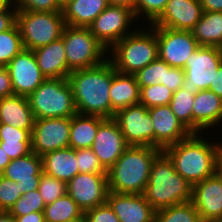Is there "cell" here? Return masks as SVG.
I'll return each instance as SVG.
<instances>
[{"label": "cell", "mask_w": 222, "mask_h": 222, "mask_svg": "<svg viewBox=\"0 0 222 222\" xmlns=\"http://www.w3.org/2000/svg\"><path fill=\"white\" fill-rule=\"evenodd\" d=\"M143 196L158 211L191 201L192 186L175 171L170 158L161 151L153 161Z\"/></svg>", "instance_id": "4"}, {"label": "cell", "mask_w": 222, "mask_h": 222, "mask_svg": "<svg viewBox=\"0 0 222 222\" xmlns=\"http://www.w3.org/2000/svg\"><path fill=\"white\" fill-rule=\"evenodd\" d=\"M202 14L199 0H168L162 14L150 25L191 31L201 19Z\"/></svg>", "instance_id": "17"}, {"label": "cell", "mask_w": 222, "mask_h": 222, "mask_svg": "<svg viewBox=\"0 0 222 222\" xmlns=\"http://www.w3.org/2000/svg\"><path fill=\"white\" fill-rule=\"evenodd\" d=\"M199 213L192 201L156 211L154 222H200Z\"/></svg>", "instance_id": "32"}, {"label": "cell", "mask_w": 222, "mask_h": 222, "mask_svg": "<svg viewBox=\"0 0 222 222\" xmlns=\"http://www.w3.org/2000/svg\"><path fill=\"white\" fill-rule=\"evenodd\" d=\"M31 132L0 123V140H31Z\"/></svg>", "instance_id": "45"}, {"label": "cell", "mask_w": 222, "mask_h": 222, "mask_svg": "<svg viewBox=\"0 0 222 222\" xmlns=\"http://www.w3.org/2000/svg\"><path fill=\"white\" fill-rule=\"evenodd\" d=\"M71 117L35 119L31 132V151L38 156L69 147Z\"/></svg>", "instance_id": "12"}, {"label": "cell", "mask_w": 222, "mask_h": 222, "mask_svg": "<svg viewBox=\"0 0 222 222\" xmlns=\"http://www.w3.org/2000/svg\"><path fill=\"white\" fill-rule=\"evenodd\" d=\"M10 161L9 156H7L6 152L0 147V174L5 170Z\"/></svg>", "instance_id": "53"}, {"label": "cell", "mask_w": 222, "mask_h": 222, "mask_svg": "<svg viewBox=\"0 0 222 222\" xmlns=\"http://www.w3.org/2000/svg\"><path fill=\"white\" fill-rule=\"evenodd\" d=\"M83 215L84 212L67 193L44 208L45 222H67Z\"/></svg>", "instance_id": "30"}, {"label": "cell", "mask_w": 222, "mask_h": 222, "mask_svg": "<svg viewBox=\"0 0 222 222\" xmlns=\"http://www.w3.org/2000/svg\"><path fill=\"white\" fill-rule=\"evenodd\" d=\"M192 203L201 220L222 217V183L214 175L192 186Z\"/></svg>", "instance_id": "21"}, {"label": "cell", "mask_w": 222, "mask_h": 222, "mask_svg": "<svg viewBox=\"0 0 222 222\" xmlns=\"http://www.w3.org/2000/svg\"><path fill=\"white\" fill-rule=\"evenodd\" d=\"M61 38L71 71L95 67L108 58L105 57L108 56V50L91 33L89 27L66 25Z\"/></svg>", "instance_id": "8"}, {"label": "cell", "mask_w": 222, "mask_h": 222, "mask_svg": "<svg viewBox=\"0 0 222 222\" xmlns=\"http://www.w3.org/2000/svg\"><path fill=\"white\" fill-rule=\"evenodd\" d=\"M68 81L73 90L77 113L112 118L109 96L112 62L109 59L95 67L71 71Z\"/></svg>", "instance_id": "2"}, {"label": "cell", "mask_w": 222, "mask_h": 222, "mask_svg": "<svg viewBox=\"0 0 222 222\" xmlns=\"http://www.w3.org/2000/svg\"><path fill=\"white\" fill-rule=\"evenodd\" d=\"M191 32L200 46L222 48V12H203Z\"/></svg>", "instance_id": "29"}, {"label": "cell", "mask_w": 222, "mask_h": 222, "mask_svg": "<svg viewBox=\"0 0 222 222\" xmlns=\"http://www.w3.org/2000/svg\"><path fill=\"white\" fill-rule=\"evenodd\" d=\"M209 89L222 99V63L220 64L218 71L215 72L214 82H211Z\"/></svg>", "instance_id": "49"}, {"label": "cell", "mask_w": 222, "mask_h": 222, "mask_svg": "<svg viewBox=\"0 0 222 222\" xmlns=\"http://www.w3.org/2000/svg\"><path fill=\"white\" fill-rule=\"evenodd\" d=\"M128 147L117 122L113 118H106L99 125L91 149L108 171Z\"/></svg>", "instance_id": "16"}, {"label": "cell", "mask_w": 222, "mask_h": 222, "mask_svg": "<svg viewBox=\"0 0 222 222\" xmlns=\"http://www.w3.org/2000/svg\"><path fill=\"white\" fill-rule=\"evenodd\" d=\"M67 222H86V220H85L84 215H83L81 218L74 219V220L67 221Z\"/></svg>", "instance_id": "58"}, {"label": "cell", "mask_w": 222, "mask_h": 222, "mask_svg": "<svg viewBox=\"0 0 222 222\" xmlns=\"http://www.w3.org/2000/svg\"><path fill=\"white\" fill-rule=\"evenodd\" d=\"M12 4L11 0H0V12L7 10Z\"/></svg>", "instance_id": "55"}, {"label": "cell", "mask_w": 222, "mask_h": 222, "mask_svg": "<svg viewBox=\"0 0 222 222\" xmlns=\"http://www.w3.org/2000/svg\"><path fill=\"white\" fill-rule=\"evenodd\" d=\"M14 95L11 78L6 66L0 67V98Z\"/></svg>", "instance_id": "47"}, {"label": "cell", "mask_w": 222, "mask_h": 222, "mask_svg": "<svg viewBox=\"0 0 222 222\" xmlns=\"http://www.w3.org/2000/svg\"><path fill=\"white\" fill-rule=\"evenodd\" d=\"M185 73L183 68L171 67L165 62V76L163 85L173 93L183 86Z\"/></svg>", "instance_id": "44"}, {"label": "cell", "mask_w": 222, "mask_h": 222, "mask_svg": "<svg viewBox=\"0 0 222 222\" xmlns=\"http://www.w3.org/2000/svg\"><path fill=\"white\" fill-rule=\"evenodd\" d=\"M23 49L24 46L17 24L11 29L0 33L1 66H6Z\"/></svg>", "instance_id": "33"}, {"label": "cell", "mask_w": 222, "mask_h": 222, "mask_svg": "<svg viewBox=\"0 0 222 222\" xmlns=\"http://www.w3.org/2000/svg\"><path fill=\"white\" fill-rule=\"evenodd\" d=\"M109 5L125 6L134 9L136 0H107Z\"/></svg>", "instance_id": "51"}, {"label": "cell", "mask_w": 222, "mask_h": 222, "mask_svg": "<svg viewBox=\"0 0 222 222\" xmlns=\"http://www.w3.org/2000/svg\"><path fill=\"white\" fill-rule=\"evenodd\" d=\"M203 12H222V0H199Z\"/></svg>", "instance_id": "48"}, {"label": "cell", "mask_w": 222, "mask_h": 222, "mask_svg": "<svg viewBox=\"0 0 222 222\" xmlns=\"http://www.w3.org/2000/svg\"><path fill=\"white\" fill-rule=\"evenodd\" d=\"M154 128V147L161 150L187 138L191 132L177 119L169 105L148 109Z\"/></svg>", "instance_id": "18"}, {"label": "cell", "mask_w": 222, "mask_h": 222, "mask_svg": "<svg viewBox=\"0 0 222 222\" xmlns=\"http://www.w3.org/2000/svg\"><path fill=\"white\" fill-rule=\"evenodd\" d=\"M12 3L21 11L62 12L57 0H14Z\"/></svg>", "instance_id": "41"}, {"label": "cell", "mask_w": 222, "mask_h": 222, "mask_svg": "<svg viewBox=\"0 0 222 222\" xmlns=\"http://www.w3.org/2000/svg\"><path fill=\"white\" fill-rule=\"evenodd\" d=\"M16 24L24 49L35 50L62 37L66 26L62 12L17 10Z\"/></svg>", "instance_id": "7"}, {"label": "cell", "mask_w": 222, "mask_h": 222, "mask_svg": "<svg viewBox=\"0 0 222 222\" xmlns=\"http://www.w3.org/2000/svg\"><path fill=\"white\" fill-rule=\"evenodd\" d=\"M35 118L27 97L12 95L0 98V123L32 130Z\"/></svg>", "instance_id": "25"}, {"label": "cell", "mask_w": 222, "mask_h": 222, "mask_svg": "<svg viewBox=\"0 0 222 222\" xmlns=\"http://www.w3.org/2000/svg\"><path fill=\"white\" fill-rule=\"evenodd\" d=\"M16 222H45L44 212H32L15 217Z\"/></svg>", "instance_id": "50"}, {"label": "cell", "mask_w": 222, "mask_h": 222, "mask_svg": "<svg viewBox=\"0 0 222 222\" xmlns=\"http://www.w3.org/2000/svg\"><path fill=\"white\" fill-rule=\"evenodd\" d=\"M214 175L221 181L222 183V151L218 154L216 163H215V171Z\"/></svg>", "instance_id": "52"}, {"label": "cell", "mask_w": 222, "mask_h": 222, "mask_svg": "<svg viewBox=\"0 0 222 222\" xmlns=\"http://www.w3.org/2000/svg\"><path fill=\"white\" fill-rule=\"evenodd\" d=\"M221 63L222 48L200 46L187 58L182 88L194 94L209 89Z\"/></svg>", "instance_id": "10"}, {"label": "cell", "mask_w": 222, "mask_h": 222, "mask_svg": "<svg viewBox=\"0 0 222 222\" xmlns=\"http://www.w3.org/2000/svg\"><path fill=\"white\" fill-rule=\"evenodd\" d=\"M135 20L133 9L125 6L108 5L92 22L89 29L109 51L118 41L134 32L130 26L135 25Z\"/></svg>", "instance_id": "9"}, {"label": "cell", "mask_w": 222, "mask_h": 222, "mask_svg": "<svg viewBox=\"0 0 222 222\" xmlns=\"http://www.w3.org/2000/svg\"><path fill=\"white\" fill-rule=\"evenodd\" d=\"M173 92L165 85L156 83L148 87H140V102L147 109L170 104Z\"/></svg>", "instance_id": "34"}, {"label": "cell", "mask_w": 222, "mask_h": 222, "mask_svg": "<svg viewBox=\"0 0 222 222\" xmlns=\"http://www.w3.org/2000/svg\"><path fill=\"white\" fill-rule=\"evenodd\" d=\"M106 118L96 115L76 113L71 117L69 147L73 149L91 148L97 135L99 125Z\"/></svg>", "instance_id": "27"}, {"label": "cell", "mask_w": 222, "mask_h": 222, "mask_svg": "<svg viewBox=\"0 0 222 222\" xmlns=\"http://www.w3.org/2000/svg\"><path fill=\"white\" fill-rule=\"evenodd\" d=\"M33 53L36 57L38 67L46 79H68L71 70L68 68L62 38L33 50Z\"/></svg>", "instance_id": "23"}, {"label": "cell", "mask_w": 222, "mask_h": 222, "mask_svg": "<svg viewBox=\"0 0 222 222\" xmlns=\"http://www.w3.org/2000/svg\"><path fill=\"white\" fill-rule=\"evenodd\" d=\"M194 93H190L184 88H180L173 93L169 106L177 119L193 133V103Z\"/></svg>", "instance_id": "31"}, {"label": "cell", "mask_w": 222, "mask_h": 222, "mask_svg": "<svg viewBox=\"0 0 222 222\" xmlns=\"http://www.w3.org/2000/svg\"><path fill=\"white\" fill-rule=\"evenodd\" d=\"M20 197L17 183L0 174V211L9 212Z\"/></svg>", "instance_id": "40"}, {"label": "cell", "mask_w": 222, "mask_h": 222, "mask_svg": "<svg viewBox=\"0 0 222 222\" xmlns=\"http://www.w3.org/2000/svg\"><path fill=\"white\" fill-rule=\"evenodd\" d=\"M38 191L45 205H48L67 193V183L42 173L40 176Z\"/></svg>", "instance_id": "35"}, {"label": "cell", "mask_w": 222, "mask_h": 222, "mask_svg": "<svg viewBox=\"0 0 222 222\" xmlns=\"http://www.w3.org/2000/svg\"><path fill=\"white\" fill-rule=\"evenodd\" d=\"M84 218L86 222H120L108 203L86 211Z\"/></svg>", "instance_id": "43"}, {"label": "cell", "mask_w": 222, "mask_h": 222, "mask_svg": "<svg viewBox=\"0 0 222 222\" xmlns=\"http://www.w3.org/2000/svg\"><path fill=\"white\" fill-rule=\"evenodd\" d=\"M0 147L11 160L26 156L31 151V140H0Z\"/></svg>", "instance_id": "42"}, {"label": "cell", "mask_w": 222, "mask_h": 222, "mask_svg": "<svg viewBox=\"0 0 222 222\" xmlns=\"http://www.w3.org/2000/svg\"><path fill=\"white\" fill-rule=\"evenodd\" d=\"M27 99L35 119L69 118L77 113L68 79H45Z\"/></svg>", "instance_id": "6"}, {"label": "cell", "mask_w": 222, "mask_h": 222, "mask_svg": "<svg viewBox=\"0 0 222 222\" xmlns=\"http://www.w3.org/2000/svg\"><path fill=\"white\" fill-rule=\"evenodd\" d=\"M73 0H57L58 5L61 9H63L66 5H68Z\"/></svg>", "instance_id": "56"}, {"label": "cell", "mask_w": 222, "mask_h": 222, "mask_svg": "<svg viewBox=\"0 0 222 222\" xmlns=\"http://www.w3.org/2000/svg\"><path fill=\"white\" fill-rule=\"evenodd\" d=\"M107 174L79 173L67 183V194L85 213L107 203Z\"/></svg>", "instance_id": "14"}, {"label": "cell", "mask_w": 222, "mask_h": 222, "mask_svg": "<svg viewBox=\"0 0 222 222\" xmlns=\"http://www.w3.org/2000/svg\"><path fill=\"white\" fill-rule=\"evenodd\" d=\"M108 5L107 0H73L62 9L65 24L89 27Z\"/></svg>", "instance_id": "28"}, {"label": "cell", "mask_w": 222, "mask_h": 222, "mask_svg": "<svg viewBox=\"0 0 222 222\" xmlns=\"http://www.w3.org/2000/svg\"><path fill=\"white\" fill-rule=\"evenodd\" d=\"M168 0H136L133 9L136 21L143 17V21L152 24L164 11ZM140 16V17H139Z\"/></svg>", "instance_id": "38"}, {"label": "cell", "mask_w": 222, "mask_h": 222, "mask_svg": "<svg viewBox=\"0 0 222 222\" xmlns=\"http://www.w3.org/2000/svg\"><path fill=\"white\" fill-rule=\"evenodd\" d=\"M107 203L120 222H154L156 210L143 194H123L109 191Z\"/></svg>", "instance_id": "19"}, {"label": "cell", "mask_w": 222, "mask_h": 222, "mask_svg": "<svg viewBox=\"0 0 222 222\" xmlns=\"http://www.w3.org/2000/svg\"><path fill=\"white\" fill-rule=\"evenodd\" d=\"M203 135L191 133L162 150L172 161L175 171L191 186L214 176L215 163L222 151V141L212 142V139L208 140Z\"/></svg>", "instance_id": "1"}, {"label": "cell", "mask_w": 222, "mask_h": 222, "mask_svg": "<svg viewBox=\"0 0 222 222\" xmlns=\"http://www.w3.org/2000/svg\"><path fill=\"white\" fill-rule=\"evenodd\" d=\"M192 112L193 133L217 130L222 122V99L210 89L200 90L195 93Z\"/></svg>", "instance_id": "22"}, {"label": "cell", "mask_w": 222, "mask_h": 222, "mask_svg": "<svg viewBox=\"0 0 222 222\" xmlns=\"http://www.w3.org/2000/svg\"><path fill=\"white\" fill-rule=\"evenodd\" d=\"M14 95L28 97L46 79L32 50L23 49L7 65Z\"/></svg>", "instance_id": "15"}, {"label": "cell", "mask_w": 222, "mask_h": 222, "mask_svg": "<svg viewBox=\"0 0 222 222\" xmlns=\"http://www.w3.org/2000/svg\"><path fill=\"white\" fill-rule=\"evenodd\" d=\"M79 173L107 174L91 148L76 149Z\"/></svg>", "instance_id": "39"}, {"label": "cell", "mask_w": 222, "mask_h": 222, "mask_svg": "<svg viewBox=\"0 0 222 222\" xmlns=\"http://www.w3.org/2000/svg\"><path fill=\"white\" fill-rule=\"evenodd\" d=\"M17 9L12 4L7 10L0 12V33L11 29L16 24Z\"/></svg>", "instance_id": "46"}, {"label": "cell", "mask_w": 222, "mask_h": 222, "mask_svg": "<svg viewBox=\"0 0 222 222\" xmlns=\"http://www.w3.org/2000/svg\"><path fill=\"white\" fill-rule=\"evenodd\" d=\"M158 57L171 67L184 68L187 58L200 47L191 31L156 27Z\"/></svg>", "instance_id": "13"}, {"label": "cell", "mask_w": 222, "mask_h": 222, "mask_svg": "<svg viewBox=\"0 0 222 222\" xmlns=\"http://www.w3.org/2000/svg\"><path fill=\"white\" fill-rule=\"evenodd\" d=\"M134 75L139 87H148L156 83L162 84L165 76V61L158 57Z\"/></svg>", "instance_id": "37"}, {"label": "cell", "mask_w": 222, "mask_h": 222, "mask_svg": "<svg viewBox=\"0 0 222 222\" xmlns=\"http://www.w3.org/2000/svg\"><path fill=\"white\" fill-rule=\"evenodd\" d=\"M45 203L38 189L27 192L20 197L10 209L9 213L13 217L24 216L32 212H44Z\"/></svg>", "instance_id": "36"}, {"label": "cell", "mask_w": 222, "mask_h": 222, "mask_svg": "<svg viewBox=\"0 0 222 222\" xmlns=\"http://www.w3.org/2000/svg\"><path fill=\"white\" fill-rule=\"evenodd\" d=\"M42 173V157L31 152L26 156L11 160L1 175L16 182L23 196L27 192L38 189Z\"/></svg>", "instance_id": "20"}, {"label": "cell", "mask_w": 222, "mask_h": 222, "mask_svg": "<svg viewBox=\"0 0 222 222\" xmlns=\"http://www.w3.org/2000/svg\"><path fill=\"white\" fill-rule=\"evenodd\" d=\"M42 157L43 173L68 183L79 174L76 150L64 148L48 152Z\"/></svg>", "instance_id": "26"}, {"label": "cell", "mask_w": 222, "mask_h": 222, "mask_svg": "<svg viewBox=\"0 0 222 222\" xmlns=\"http://www.w3.org/2000/svg\"><path fill=\"white\" fill-rule=\"evenodd\" d=\"M200 222H222V217L217 219L201 220Z\"/></svg>", "instance_id": "57"}, {"label": "cell", "mask_w": 222, "mask_h": 222, "mask_svg": "<svg viewBox=\"0 0 222 222\" xmlns=\"http://www.w3.org/2000/svg\"><path fill=\"white\" fill-rule=\"evenodd\" d=\"M0 222H16L15 217H13L9 212L0 211Z\"/></svg>", "instance_id": "54"}, {"label": "cell", "mask_w": 222, "mask_h": 222, "mask_svg": "<svg viewBox=\"0 0 222 222\" xmlns=\"http://www.w3.org/2000/svg\"><path fill=\"white\" fill-rule=\"evenodd\" d=\"M124 139L129 146L154 147V128L148 109L141 104L132 105L115 113Z\"/></svg>", "instance_id": "11"}, {"label": "cell", "mask_w": 222, "mask_h": 222, "mask_svg": "<svg viewBox=\"0 0 222 222\" xmlns=\"http://www.w3.org/2000/svg\"><path fill=\"white\" fill-rule=\"evenodd\" d=\"M109 96L112 106V118L115 113L140 102V87L135 75L117 72L112 64V82Z\"/></svg>", "instance_id": "24"}, {"label": "cell", "mask_w": 222, "mask_h": 222, "mask_svg": "<svg viewBox=\"0 0 222 222\" xmlns=\"http://www.w3.org/2000/svg\"><path fill=\"white\" fill-rule=\"evenodd\" d=\"M162 150L148 146H129L107 171L109 191L143 194L155 157Z\"/></svg>", "instance_id": "3"}, {"label": "cell", "mask_w": 222, "mask_h": 222, "mask_svg": "<svg viewBox=\"0 0 222 222\" xmlns=\"http://www.w3.org/2000/svg\"><path fill=\"white\" fill-rule=\"evenodd\" d=\"M108 56L117 72L136 74L158 58L156 27L147 23L146 27L137 28L118 41L108 51Z\"/></svg>", "instance_id": "5"}]
</instances>
